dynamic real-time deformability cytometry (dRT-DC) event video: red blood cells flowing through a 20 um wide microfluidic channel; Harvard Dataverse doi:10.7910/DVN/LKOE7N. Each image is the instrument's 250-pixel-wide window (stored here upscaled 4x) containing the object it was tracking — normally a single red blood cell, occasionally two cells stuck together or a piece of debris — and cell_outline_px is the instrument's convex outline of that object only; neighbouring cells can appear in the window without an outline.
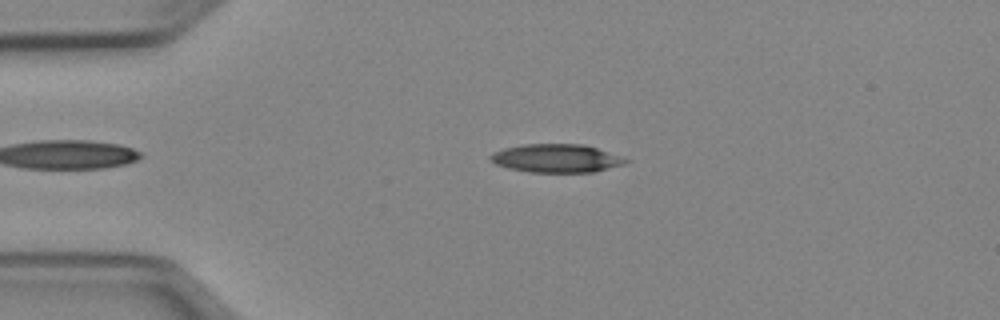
{"species": "Egyptian fruit bat (a non-hibernating species)", "species_latin": "Rousettus aegyptiacus", "temperature_condition": "cold", "stored_images_in_passage": 42, "camera_frame_rate_fps": 3000, "um_per_image_px": 0.085, "animal": {"sex": "female"}, "frame": {"image": 1, "passage_image": 8, "time_ms": 2.333, "image_size_px": [1000, 320], "cell_outline_px": [[628, 160], [624, 164], [592, 172], [528, 172], [508, 168], [496, 164], [488, 156], [492, 152], [504, 148], [524, 144], [584, 144], [596, 148]], "centroid_in_image_um": [47.21, 13.45], "position_along_channel_um": 37.8, "area_um2": 22.02}}
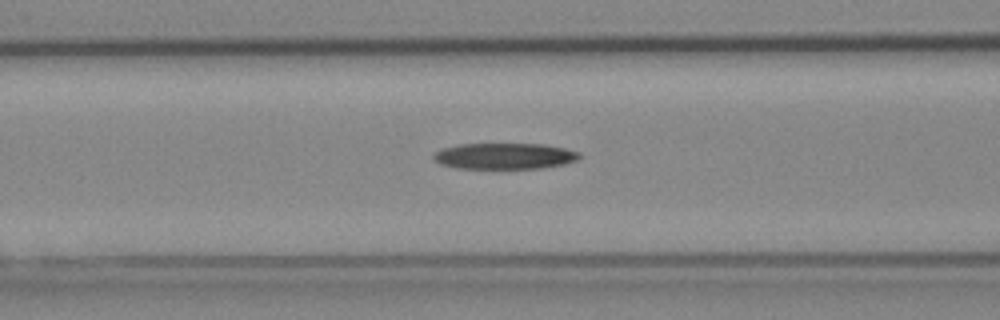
{"frame": {"image": 2, "passage_image": 17, "time_ms": 5.333, "image_size_px": [1000, 320], "cell_outline_px": [[580, 156], [576, 160], [564, 164], [540, 168], [456, 168], [440, 164], [432, 156], [436, 152], [444, 148], [460, 144], [544, 144], [564, 148], [580, 152]], "centroid_in_image_um": [42.9, 13.26], "position_along_channel_um": 123.7, "area_um2": 21.96}}
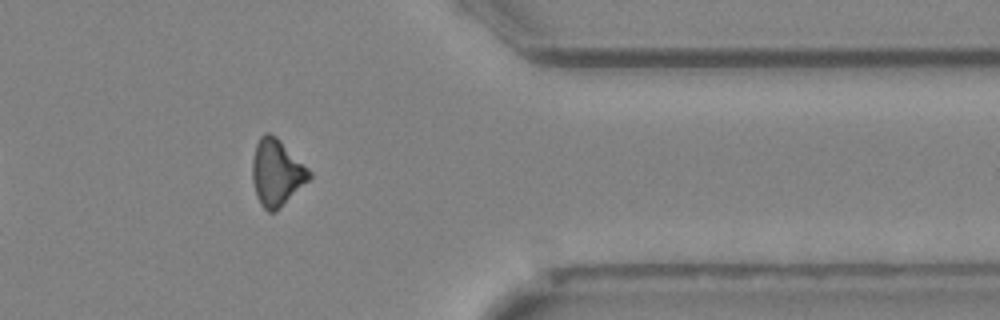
{"frame": {"image": 3, "passage_image": 38, "time_ms": 12.333, "image_size_px": [1000, 320], "cell_outline_px": [[312, 176], [276, 212], [268, 212], [260, 204], [256, 196], [252, 180], [252, 160], [256, 144], [260, 136], [264, 132], [268, 132], [276, 136], [312, 172]], "centroid_in_image_um": [23.49, 14.67], "position_along_channel_um": 387.9, "area_um2": 22.02}}